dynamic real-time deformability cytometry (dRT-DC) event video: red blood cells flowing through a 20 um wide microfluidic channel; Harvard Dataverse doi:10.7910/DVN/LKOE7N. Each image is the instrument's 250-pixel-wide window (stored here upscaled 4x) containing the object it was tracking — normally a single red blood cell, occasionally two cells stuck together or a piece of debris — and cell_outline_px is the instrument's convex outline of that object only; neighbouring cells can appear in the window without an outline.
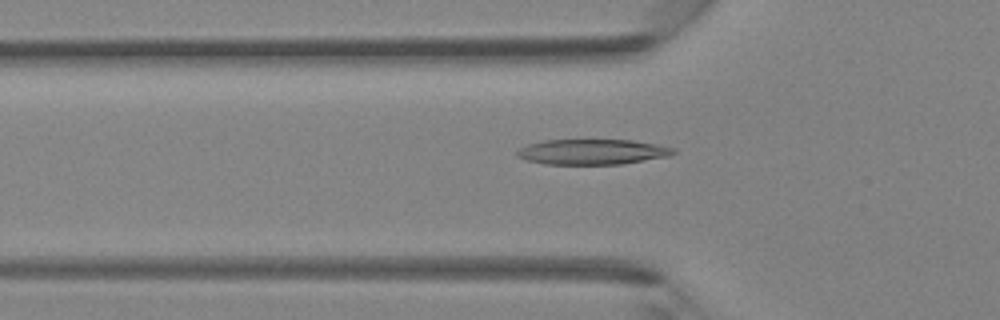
{"species": "Egyptian fruit bat (a non-hibernating species)", "species_latin": "Rousettus aegyptiacus", "temperature_condition": "room temperature", "stored_images_in_passage": 43, "camera_frame_rate_fps": 3000, "um_per_image_px": 0.085, "animal": {"sex": "female"}, "frame": {"image": 1, "passage_image": 14, "time_ms": 4.333, "image_size_px": [1000, 320], "cell_outline_px": [[676, 152], [672, 156], [620, 164], [544, 164], [528, 160], [516, 156], [516, 152], [520, 148], [528, 144], [544, 140], [632, 140], [656, 144], [676, 148]], "centroid_in_image_um": [50.38, 12.9], "position_along_channel_um": 75.4, "area_um2": 23.12}}
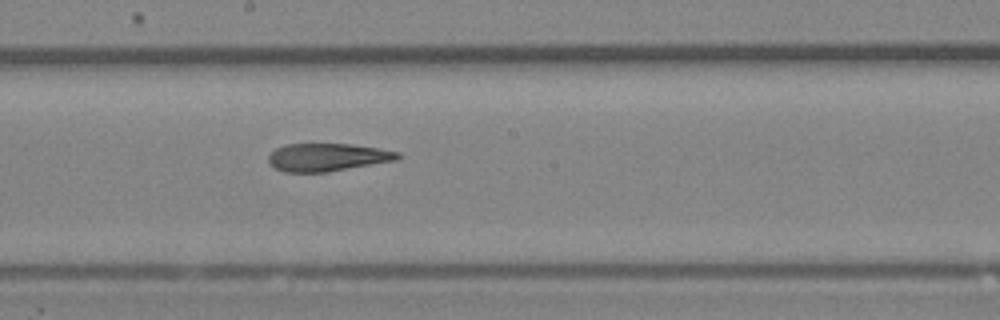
{"frame": {"image": 2, "passage_image": 23, "time_ms": 7.333, "image_size_px": [1000, 320], "cell_outline_px": [[400, 156], [396, 160], [328, 172], [284, 172], [276, 168], [268, 160], [268, 156], [276, 148], [284, 144], [352, 144], [400, 152]], "centroid_in_image_um": [27.82, 13.36], "position_along_channel_um": 220.4, "area_um2": 20.81}}
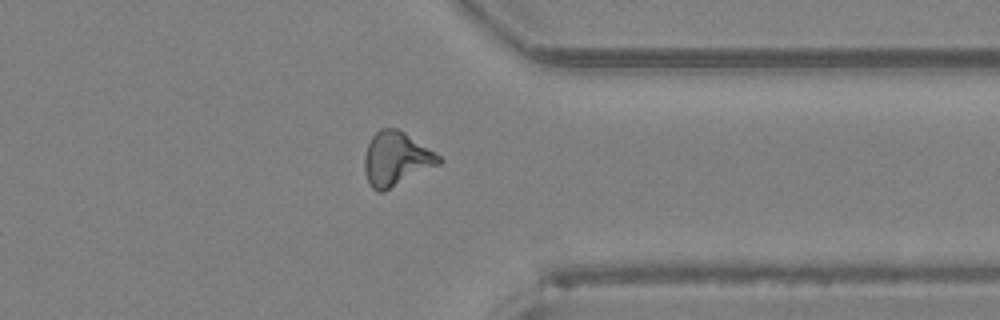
{"frame": {"image": 3, "passage_image": 33, "time_ms": 10.667, "image_size_px": [1000, 320], "cell_outline_px": [[444, 160], [440, 164], [384, 192], [376, 192], [372, 188], [364, 172], [364, 156], [368, 144], [372, 136], [380, 128], [396, 128], [404, 132], [436, 152]], "centroid_in_image_um": [33.68, 13.51], "position_along_channel_um": 377.7, "area_um2": 23.52}}